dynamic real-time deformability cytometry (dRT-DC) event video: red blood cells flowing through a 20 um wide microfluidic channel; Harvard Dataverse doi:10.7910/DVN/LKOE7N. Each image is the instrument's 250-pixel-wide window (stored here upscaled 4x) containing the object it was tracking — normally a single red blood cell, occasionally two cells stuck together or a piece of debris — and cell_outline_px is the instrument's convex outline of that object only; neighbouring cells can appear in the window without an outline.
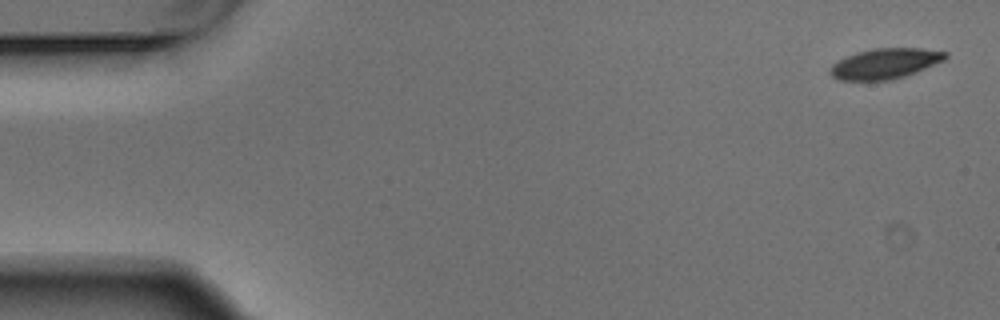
{"species": "Egyptian fruit bat (a non-hibernating species)", "species_latin": "Rousettus aegyptiacus", "temperature_condition": "warm", "stored_images_in_passage": 4, "camera_frame_rate_fps": 3000, "um_per_image_px": 0.085, "animal": {"sex": "male"}, "frame": {"image": 1, "passage_image": 1, "time_ms": 0.0, "image_size_px": [1000, 320], "cell_outline_px": [[948, 56], [944, 60], [916, 72], [892, 80], [836, 80], [828, 72], [828, 68], [836, 60], [856, 52], [872, 48], [920, 48], [948, 52]], "centroid_in_image_um": [75.18, 5.4], "position_along_channel_um": 9.8, "area_um2": 20.63}}
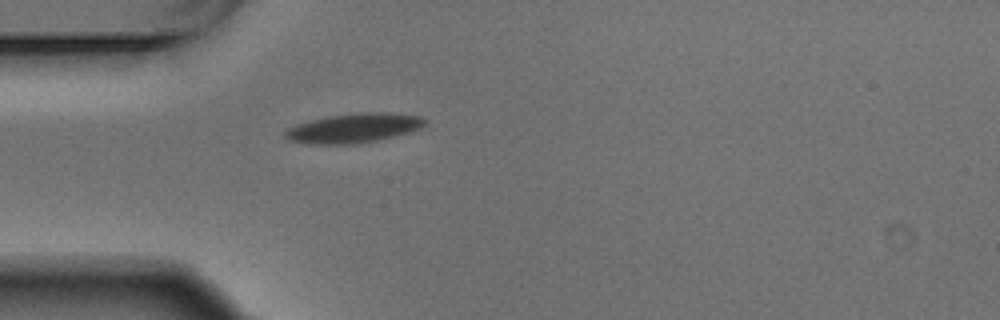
{"frame": {"image": 2, "passage_image": 4, "time_ms": 1.0, "image_size_px": [1000, 320], "cell_outline_px": [[424, 124], [420, 128], [408, 132], [376, 140], [356, 144], [308, 144], [288, 140], [284, 136], [284, 132], [288, 128], [296, 124], [328, 116], [356, 112], [388, 112], [420, 116], [424, 120]], "centroid_in_image_um": [30.01, 10.88], "position_along_channel_um": 55.0, "area_um2": 23.81}}